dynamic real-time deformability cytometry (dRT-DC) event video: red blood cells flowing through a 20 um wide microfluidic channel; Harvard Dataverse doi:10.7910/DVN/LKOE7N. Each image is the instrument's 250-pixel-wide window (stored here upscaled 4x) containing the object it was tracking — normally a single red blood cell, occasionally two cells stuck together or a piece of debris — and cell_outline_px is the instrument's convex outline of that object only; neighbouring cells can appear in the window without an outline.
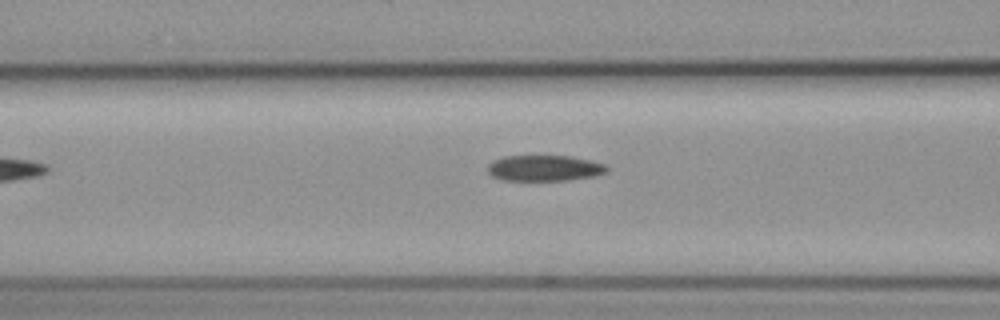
{"species": "common noctule bat (a hibernating species)", "species_latin": "Nyctalus noctula", "temperature_condition": "cold", "stored_images_in_passage": 7, "segment_of_instrument_passage": [2, 2], "camera_frame_rate_fps": 3000, "um_per_image_px": 0.085, "animal": {"sex": "female", "body_mass_g": 19.3, "forearm_length_mm": 54.1}, "frame": {"image": 1, "passage_image": 7, "time_ms": 7.667, "image_size_px": [1000, 320], "cell_outline_px": [[608, 172], [596, 176], [568, 180], [504, 180], [492, 176], [488, 172], [488, 164], [492, 160], [504, 156], [572, 156], [604, 164], [608, 168]], "centroid_in_image_um": [46.27, 14.29], "position_along_channel_um": 120.3, "area_um2": 17.98}}